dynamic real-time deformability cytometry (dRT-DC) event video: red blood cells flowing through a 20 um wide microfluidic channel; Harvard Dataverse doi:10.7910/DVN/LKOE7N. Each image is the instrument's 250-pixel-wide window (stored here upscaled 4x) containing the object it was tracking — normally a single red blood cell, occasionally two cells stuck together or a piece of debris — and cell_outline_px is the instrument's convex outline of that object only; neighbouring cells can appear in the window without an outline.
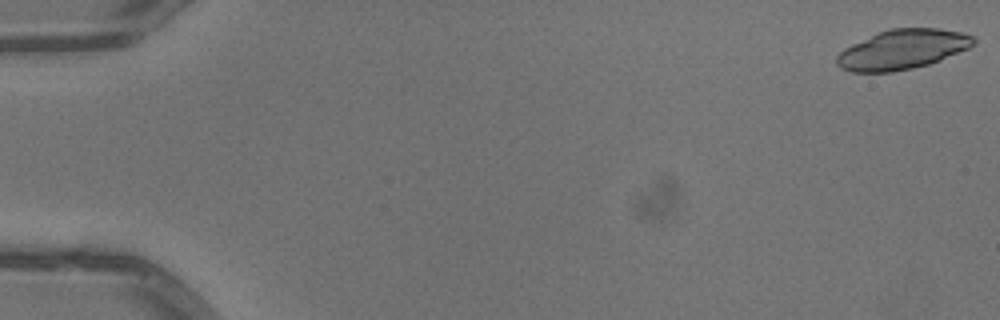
{"species": "common noctule bat (a hibernating species)", "species_latin": "Nyctalus noctula", "temperature_condition": "warm", "stored_images_in_passage": 51, "camera_frame_rate_fps": 3000, "um_per_image_px": 0.085, "animal": {"sex": "male", "body_mass_g": 13.3}, "frame": {"image": 1, "passage_image": 1, "time_ms": 0.0, "image_size_px": [1000, 320], "cell_outline_px": [[976, 40], [968, 48], [940, 60], [928, 64], [912, 68], [892, 72], [852, 72], [840, 68], [836, 64], [836, 56], [844, 48], [852, 44], [888, 28], [940, 28], [960, 32], [972, 36]], "centroid_in_image_um": [76.67, 4.2], "position_along_channel_um": 8.3, "area_um2": 31.44}}
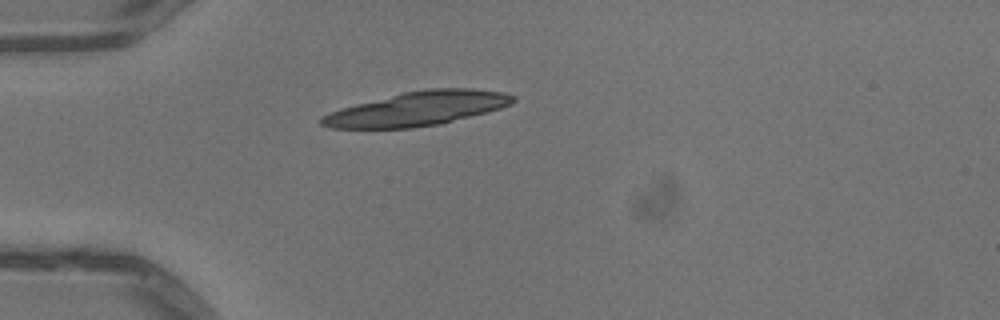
{"frame": {"image": 2, "passage_image": 15, "time_ms": 4.667, "image_size_px": [1000, 320], "cell_outline_px": [[516, 100], [512, 104], [500, 108], [440, 124], [412, 128], [332, 128], [320, 124], [320, 120], [324, 116], [332, 112], [356, 104], [404, 92], [428, 88], [472, 88], [504, 92], [516, 96]], "centroid_in_image_um": [35.56, 9.23], "position_along_channel_um": 49.4, "area_um2": 37.57}}